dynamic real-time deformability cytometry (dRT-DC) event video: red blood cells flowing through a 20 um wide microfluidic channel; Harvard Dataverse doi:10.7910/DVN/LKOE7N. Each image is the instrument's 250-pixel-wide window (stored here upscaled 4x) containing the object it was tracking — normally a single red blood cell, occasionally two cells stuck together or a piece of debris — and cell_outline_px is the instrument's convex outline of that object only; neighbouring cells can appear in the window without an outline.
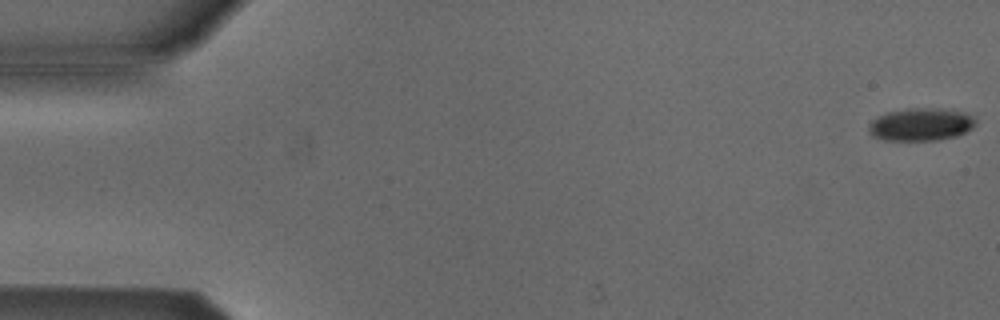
{"species": "Egyptian fruit bat (a non-hibernating species)", "species_latin": "Rousettus aegyptiacus", "temperature_condition": "cold", "stored_images_in_passage": 5, "camera_frame_rate_fps": 3000, "um_per_image_px": 0.085, "animal": {"sex": "male"}, "frame": {"image": 1, "passage_image": 1, "time_ms": 0.0, "image_size_px": [1000, 320], "cell_outline_px": [[976, 124], [972, 128], [956, 136], [936, 140], [884, 140], [872, 136], [868, 132], [868, 128], [872, 120], [888, 112], [908, 108], [952, 108], [964, 112], [972, 116], [976, 120]], "centroid_in_image_um": [78.3, 10.56], "position_along_channel_um": 6.7, "area_um2": 20.52}}
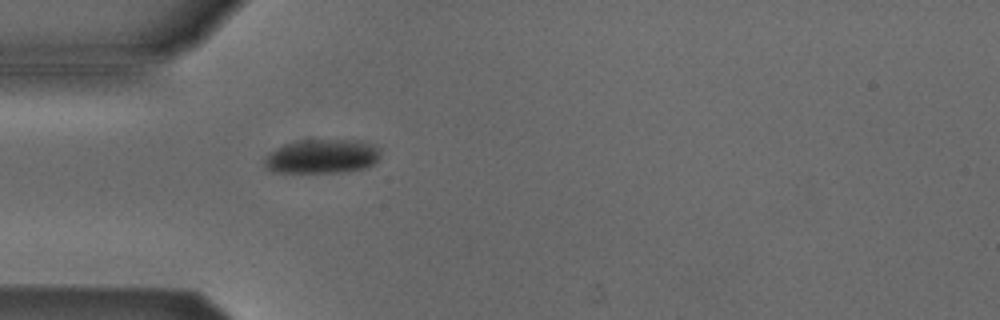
{"frame": {"image": 2, "passage_image": 5, "time_ms": 5.0, "image_size_px": [1000, 320], "cell_outline_px": [[380, 156], [376, 164], [368, 168], [348, 172], [272, 172], [264, 168], [264, 156], [268, 152], [284, 144], [296, 140], [360, 140], [372, 144], [380, 148]], "centroid_in_image_um": [27.38, 13.3], "position_along_channel_um": 57.6, "area_um2": 23.7}}